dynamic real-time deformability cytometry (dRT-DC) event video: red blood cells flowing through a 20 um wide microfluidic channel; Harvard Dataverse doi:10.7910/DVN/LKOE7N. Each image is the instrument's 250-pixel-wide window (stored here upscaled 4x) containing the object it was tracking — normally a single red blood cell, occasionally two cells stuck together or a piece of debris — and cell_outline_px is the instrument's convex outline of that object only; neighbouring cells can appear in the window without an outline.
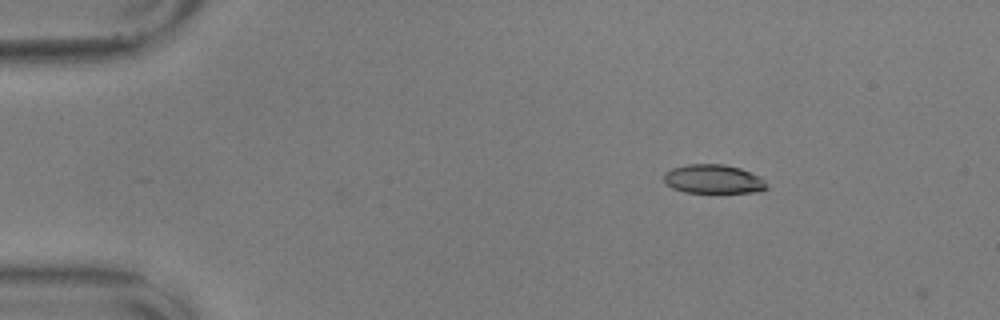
{"species": "common noctule bat (a hibernating species)", "species_latin": "Nyctalus noctula", "temperature_condition": "warm", "stored_images_in_passage": 2, "camera_frame_rate_fps": 3000, "um_per_image_px": 0.085, "animal": {"sex": "male", "body_mass_g": 17.9, "forearm_length_mm": 54.2}, "frame": {"image": 1, "passage_image": 1, "time_ms": 0.0, "image_size_px": [1000, 320], "cell_outline_px": [[768, 188], [756, 192], [684, 192], [672, 188], [664, 180], [664, 172], [672, 168], [688, 164], [724, 164], [740, 168], [760, 176], [764, 180]], "centroid_in_image_um": [60.63, 15.21], "position_along_channel_um": 24.4, "area_um2": 17.28}}